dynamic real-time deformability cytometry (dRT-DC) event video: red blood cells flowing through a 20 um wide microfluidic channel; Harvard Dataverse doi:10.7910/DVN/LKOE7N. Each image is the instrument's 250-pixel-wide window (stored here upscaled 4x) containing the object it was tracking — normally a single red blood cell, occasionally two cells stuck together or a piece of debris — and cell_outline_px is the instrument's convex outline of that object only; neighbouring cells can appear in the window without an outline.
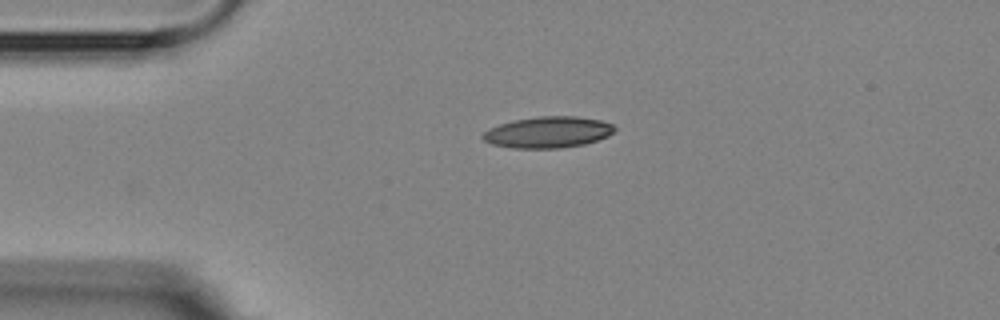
{"species": "Egyptian fruit bat (a non-hibernating species)", "species_latin": "Rousettus aegyptiacus", "temperature_condition": "room temperature", "stored_images_in_passage": 2, "camera_frame_rate_fps": 3000, "um_per_image_px": 0.085, "animal": {"sex": "female"}, "frame": {"image": 1, "passage_image": 2, "time_ms": 1.667, "image_size_px": [1000, 320], "cell_outline_px": [[616, 128], [608, 136], [584, 144], [560, 148], [512, 148], [492, 144], [484, 140], [480, 136], [488, 128], [512, 120], [540, 116], [576, 116], [600, 120], [612, 124]], "centroid_in_image_um": [46.55, 11.23], "position_along_channel_um": 38.5, "area_um2": 23.99}}